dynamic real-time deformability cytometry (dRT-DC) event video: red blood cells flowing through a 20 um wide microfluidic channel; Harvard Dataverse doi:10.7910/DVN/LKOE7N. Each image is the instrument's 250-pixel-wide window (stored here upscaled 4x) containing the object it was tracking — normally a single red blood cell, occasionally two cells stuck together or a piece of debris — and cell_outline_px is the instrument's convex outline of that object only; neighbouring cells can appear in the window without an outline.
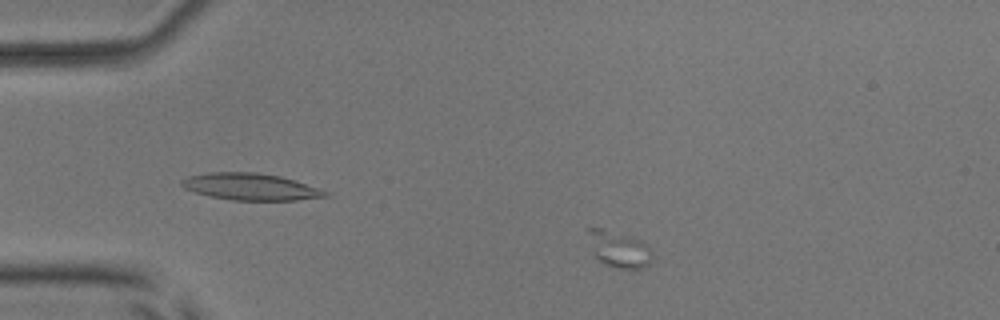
{"species": "common noctule bat (a hibernating species)", "species_latin": "Nyctalus noctula", "temperature_condition": "room temperature", "stored_images_in_passage": 43, "camera_frame_rate_fps": 3000, "um_per_image_px": 0.085, "animal": {"sex": "male", "body_mass_g": 17.9, "forearm_length_mm": 54.2}, "frame": {"image": 1, "passage_image": 7, "time_ms": 2.0, "image_size_px": [1000, 320], "cell_outline_px": [[652, 260], [644, 268], [616, 268], [600, 260], [596, 256], [588, 232], [588, 228], [604, 228], [640, 240], [648, 244], [652, 252]], "centroid_in_image_um": [52.68, 21.18], "position_along_channel_um": 32.3, "area_um2": 13.18}}